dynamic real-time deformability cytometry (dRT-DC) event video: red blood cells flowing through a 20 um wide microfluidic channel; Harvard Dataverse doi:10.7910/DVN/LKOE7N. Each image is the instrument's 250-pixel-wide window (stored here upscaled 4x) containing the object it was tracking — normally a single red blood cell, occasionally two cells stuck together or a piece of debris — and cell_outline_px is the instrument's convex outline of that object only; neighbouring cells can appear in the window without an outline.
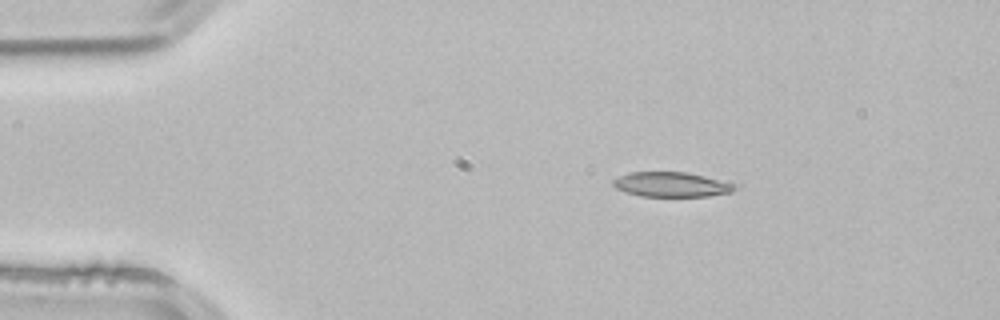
{"species": "common noctule bat (a hibernating species)", "species_latin": "Nyctalus noctula", "temperature_condition": "room temperature", "stored_images_in_passage": 3, "segment_of_instrument_passage": [1, 2], "camera_frame_rate_fps": 3000, "um_per_image_px": 0.085, "animal": {"sex": "male", "body_mass_g": 21.5, "forearm_length_mm": 52.0}, "frame": {"image": 1, "passage_image": 1, "time_ms": 0.0, "image_size_px": [1000, 320], "cell_outline_px": [[740, 188], [732, 192], [708, 196], [640, 196], [616, 188], [612, 184], [612, 180], [628, 172], [688, 172], [704, 176], [732, 184]], "centroid_in_image_um": [57.06, 15.68], "position_along_channel_um": 27.9, "area_um2": 17.4}}